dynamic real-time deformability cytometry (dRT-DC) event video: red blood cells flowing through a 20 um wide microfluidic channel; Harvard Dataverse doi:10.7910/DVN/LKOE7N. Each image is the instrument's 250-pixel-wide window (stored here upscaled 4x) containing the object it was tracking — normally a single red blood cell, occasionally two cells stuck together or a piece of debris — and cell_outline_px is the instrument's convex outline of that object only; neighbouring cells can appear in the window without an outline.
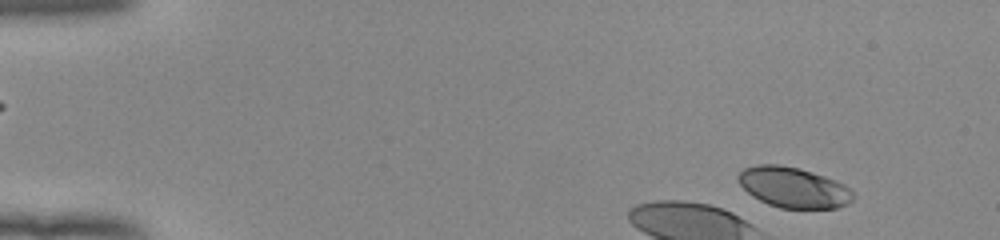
{"species": "human", "species_latin": "Homo sapiens", "temperature_condition": "room temperature", "stored_images_in_passage": 14, "camera_frame_rate_fps": 3000, "um_per_image_px": 0.085, "donor": {"sex": "female"}, "frame": {"image": 1, "passage_image": 5, "time_ms": 1.333, "image_size_px": [1000, 240], "cell_outline_px": [[856, 196], [848, 204], [836, 208], [780, 208], [768, 204], [752, 196], [740, 184], [736, 176], [744, 168], [756, 164], [780, 164], [800, 168], [836, 180], [844, 184]], "centroid_in_image_um": [67.44, 15.92], "position_along_channel_um": 17.6, "area_um2": 27.22}}